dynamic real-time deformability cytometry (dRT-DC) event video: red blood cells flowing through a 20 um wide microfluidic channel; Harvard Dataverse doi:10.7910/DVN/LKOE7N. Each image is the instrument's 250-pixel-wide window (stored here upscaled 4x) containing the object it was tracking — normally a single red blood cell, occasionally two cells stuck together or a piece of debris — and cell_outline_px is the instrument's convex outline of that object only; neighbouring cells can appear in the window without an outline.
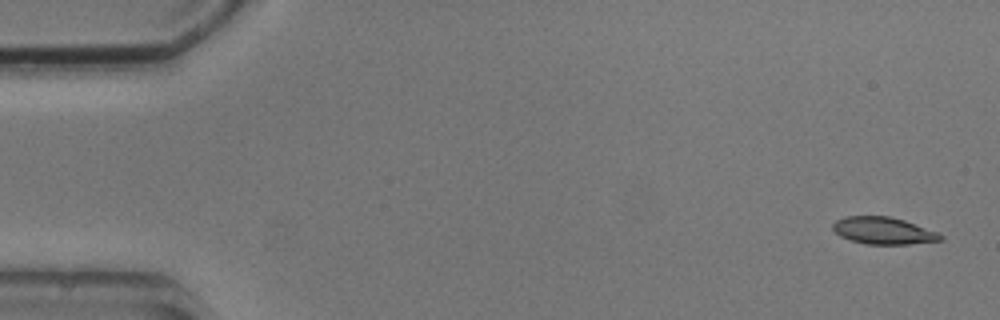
{"species": "common noctule bat (a hibernating species)", "species_latin": "Nyctalus noctula", "temperature_condition": "cold", "stored_images_in_passage": 4, "camera_frame_rate_fps": 3000, "um_per_image_px": 0.085, "animal": {"sex": "male", "body_mass_g": 20.5, "forearm_length_mm": 52.5}, "frame": {"image": 1, "passage_image": 1, "time_ms": 0.0, "image_size_px": [1000, 320], "cell_outline_px": [[944, 240], [908, 244], [868, 244], [852, 240], [840, 236], [832, 228], [832, 224], [836, 220], [844, 216], [888, 216], [904, 220], [940, 232], [944, 236]], "centroid_in_image_um": [75.13, 19.6], "position_along_channel_um": 9.9, "area_um2": 17.05}}
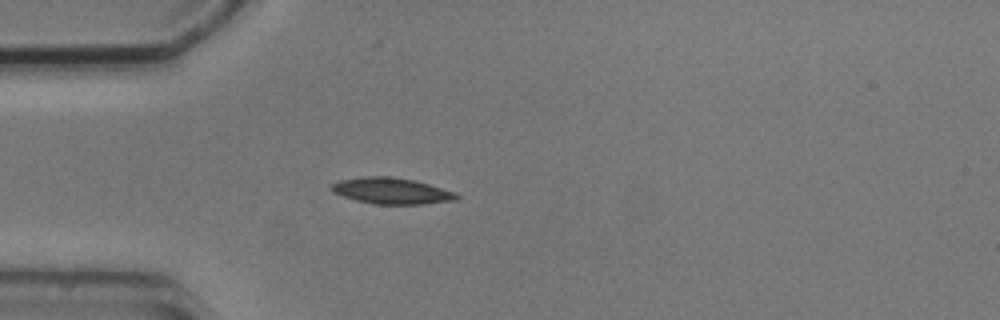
{"frame": {"image": 2, "passage_image": 4, "time_ms": 4.333, "image_size_px": [1000, 320], "cell_outline_px": [[460, 196], [456, 200], [424, 204], [372, 204], [356, 200], [332, 192], [328, 188], [332, 184], [340, 180], [360, 176], [388, 176], [412, 180], [428, 184], [456, 192]], "centroid_in_image_um": [33.26, 16.22], "position_along_channel_um": 51.7, "area_um2": 19.13}}